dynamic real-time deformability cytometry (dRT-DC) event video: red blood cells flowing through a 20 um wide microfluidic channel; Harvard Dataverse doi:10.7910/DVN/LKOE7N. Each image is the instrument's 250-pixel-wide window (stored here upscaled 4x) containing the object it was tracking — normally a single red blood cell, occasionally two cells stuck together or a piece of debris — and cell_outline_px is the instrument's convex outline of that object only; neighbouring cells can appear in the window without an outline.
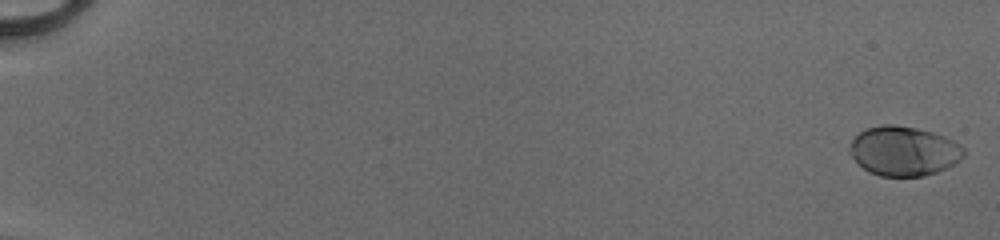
{"species": "human", "species_latin": "Homo sapiens", "temperature_condition": "cold", "stored_images_in_passage": 52, "camera_frame_rate_fps": 3000, "um_per_image_px": 0.085, "donor": {"sex": "male"}, "frame": {"image": 1, "passage_image": 1, "time_ms": 0.0, "image_size_px": [1000, 240], "cell_outline_px": [[964, 156], [960, 160], [948, 168], [924, 176], [880, 176], [868, 172], [848, 152], [848, 148], [852, 140], [864, 128], [884, 124], [896, 124], [916, 128], [932, 132], [944, 136], [952, 140], [964, 148]], "centroid_in_image_um": [76.81, 12.83], "position_along_channel_um": 8.2, "area_um2": 33.0}}
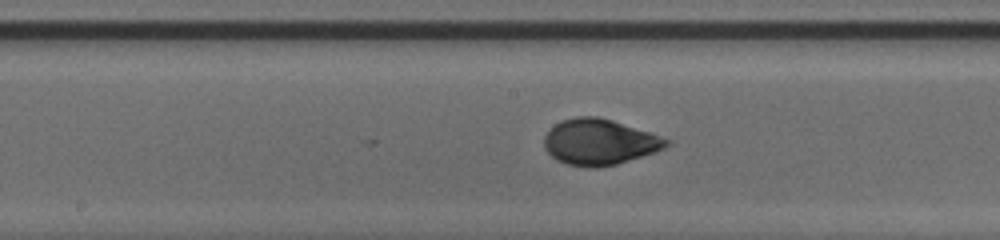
{"frame": {"image": 2, "passage_image": 30, "time_ms": 9.667, "image_size_px": [1000, 240], "cell_outline_px": [[672, 140], [664, 148], [656, 152], [616, 164], [592, 168], [588, 168], [568, 164], [556, 160], [544, 148], [544, 136], [560, 120], [576, 116], [600, 116]], "centroid_in_image_um": [50.94, 12.07], "position_along_channel_um": 197.3, "area_um2": 32.54}}
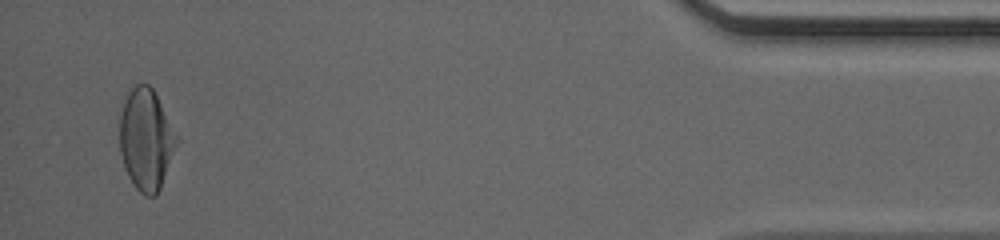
{"frame": {"image": 3, "passage_image": 51, "time_ms": 16.667, "image_size_px": [1000, 240], "cell_outline_px": [[180, 140], [160, 188], [156, 196], [144, 196], [132, 184], [124, 168], [120, 152], [120, 112], [128, 88], [136, 84], [148, 84], [152, 88], [180, 136]], "centroid_in_image_um": [12.43, 11.84], "position_along_channel_um": 422.8, "area_um2": 34.33}, "authors_computed_cell_mechanics": {"area_um2": 32.368, "velocity_mm_per_s": 4.1268, "shape_relaxation_time_tau1_ms": 3.1382, "shape_relaxation_time_tau2_ms": null, "deformation_change_tau1": 0.1631, "deformation_change_tau2": null}}